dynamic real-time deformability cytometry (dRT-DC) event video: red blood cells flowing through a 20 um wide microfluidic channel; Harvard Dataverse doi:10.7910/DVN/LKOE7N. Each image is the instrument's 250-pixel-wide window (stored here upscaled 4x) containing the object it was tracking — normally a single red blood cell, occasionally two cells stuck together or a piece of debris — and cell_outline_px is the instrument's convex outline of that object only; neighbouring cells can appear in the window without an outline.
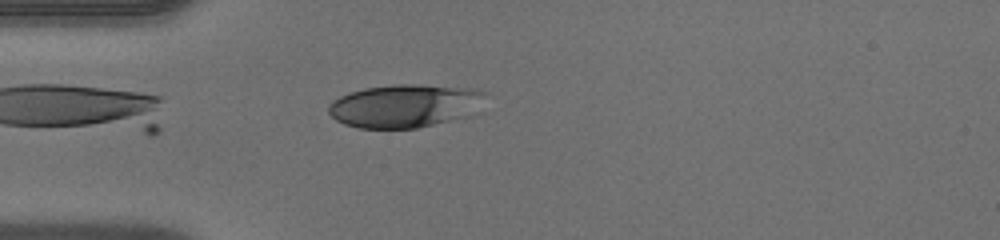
{"species": "human", "species_latin": "Homo sapiens", "temperature_condition": "warm", "stored_images_in_passage": 39, "camera_frame_rate_fps": 3000, "um_per_image_px": 0.085, "donor": {"sex": "male"}, "frame": {"image": 1, "passage_image": 6, "time_ms": 1.667, "image_size_px": [1000, 240], "cell_outline_px": [[488, 92], [464, 116], [416, 128], [360, 128], [344, 124], [336, 120], [328, 112], [328, 104], [332, 100], [340, 96], [364, 88], [392, 84], [416, 84], [472, 88]], "centroid_in_image_um": [34.29, 8.98], "position_along_channel_um": 50.7, "area_um2": 38.73}}
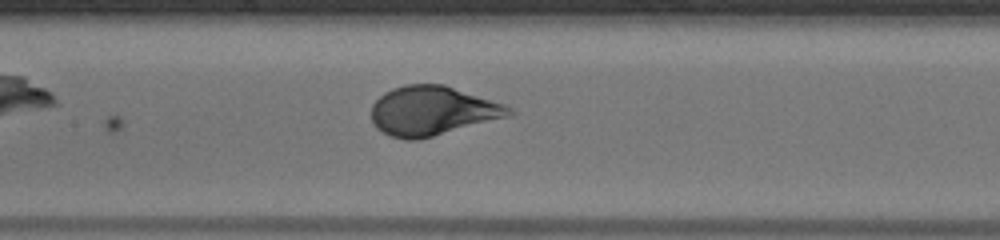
{"frame": {"image": 2, "passage_image": 15, "time_ms": 4.667, "image_size_px": [1000, 240], "cell_outline_px": [[516, 112], [512, 116], [420, 140], [404, 140], [388, 136], [376, 128], [372, 124], [372, 104], [384, 92], [392, 88], [404, 84], [444, 84], [504, 104], [512, 108]], "centroid_in_image_um": [36.75, 9.44], "position_along_channel_um": 170.6, "area_um2": 40.11}}
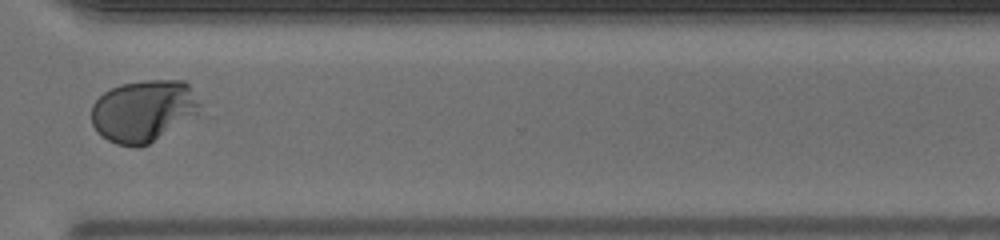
{"frame": {"image": 3, "passage_image": 28, "time_ms": 9.0, "image_size_px": [1000, 240], "cell_outline_px": [[200, 104], [196, 112], [148, 144], [140, 148], [136, 148], [116, 144], [108, 140], [92, 124], [92, 104], [104, 92], [120, 84], [144, 80], [184, 80], [188, 84]], "centroid_in_image_um": [12.13, 9.41], "position_along_channel_um": 358.5, "area_um2": 38.26}}